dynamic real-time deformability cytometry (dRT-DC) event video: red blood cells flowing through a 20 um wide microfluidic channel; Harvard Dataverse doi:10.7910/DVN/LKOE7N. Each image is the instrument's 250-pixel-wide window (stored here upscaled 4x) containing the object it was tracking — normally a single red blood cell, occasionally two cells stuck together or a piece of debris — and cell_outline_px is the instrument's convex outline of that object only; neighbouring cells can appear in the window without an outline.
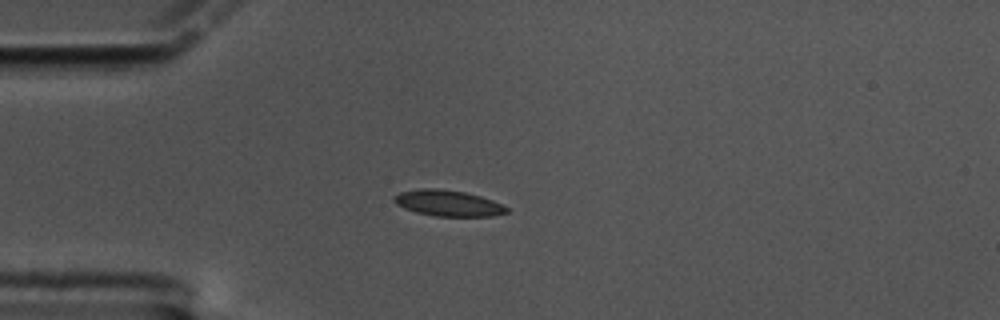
{"species": "common noctule bat (a hibernating species)", "species_latin": "Nyctalus noctula", "temperature_condition": "cold", "stored_images_in_passage": 45, "camera_frame_rate_fps": 3000, "um_per_image_px": 0.085, "animal": {"sex": "male", "body_mass_g": 17.5, "forearm_length_mm": 52.3}, "frame": {"image": 1, "passage_image": 1, "time_ms": 0.0, "image_size_px": [1000, 320], "cell_outline_px": [[508, 212], [492, 216], [436, 216], [416, 212], [404, 208], [396, 204], [392, 200], [392, 196], [400, 192], [420, 188], [436, 188], [464, 192], [480, 196], [492, 200], [508, 208]], "centroid_in_image_um": [38.03, 17.26], "position_along_channel_um": 47.0, "area_um2": 16.99}}
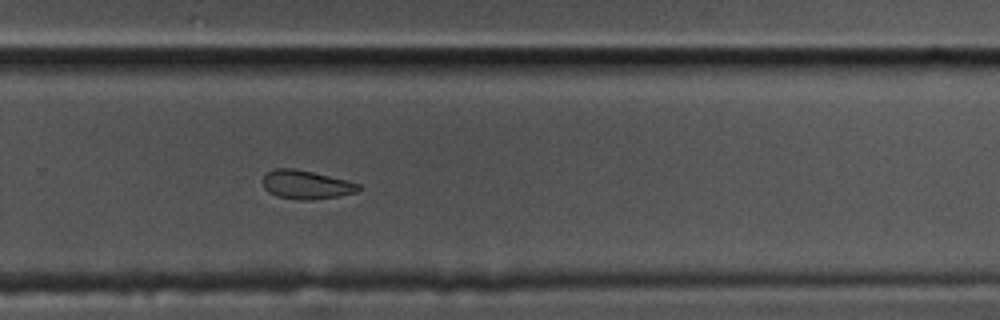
{"frame": {"image": 2, "passage_image": 25, "time_ms": 8.0, "image_size_px": [1000, 320], "cell_outline_px": [[360, 192], [312, 200], [300, 200], [276, 196], [268, 192], [264, 188], [260, 180], [264, 172], [276, 168], [292, 168], [312, 172], [348, 180], [360, 184]], "centroid_in_image_um": [25.98, 15.69], "position_along_channel_um": 303.8, "area_um2": 16.3}}
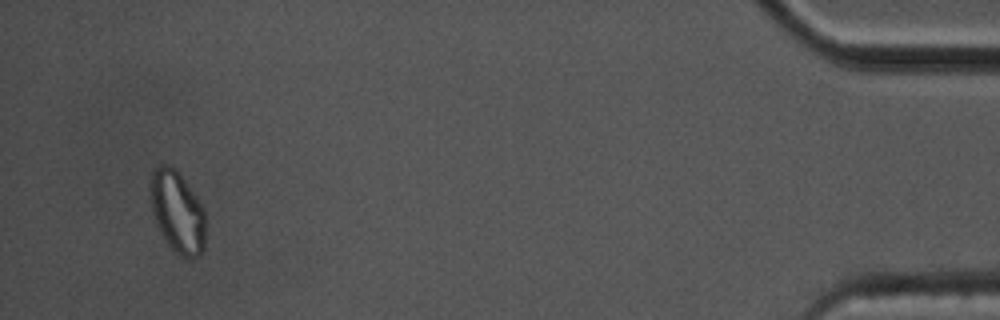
{"frame": {"image": 3, "passage_image": 42, "time_ms": 13.667, "image_size_px": [1000, 320], "cell_outline_px": [[204, 248], [200, 256], [192, 260], [188, 260], [180, 256], [168, 244], [160, 232], [156, 224], [152, 212], [152, 172], [160, 164], [168, 164], [180, 176], [196, 196], [204, 208]], "centroid_in_image_um": [15.1, 18.09], "position_along_channel_um": 420.1, "area_um2": 25.84}, "authors_computed_cell_mechanics": {"area_um2": 16.8776, "velocity_mm_per_s": 3.405, "shape_relaxation_time_tau1_ms": null, "shape_relaxation_time_tau2_ms": 6.4978, "deformation_change_tau1": null, "deformation_change_tau2": 0.1027}}